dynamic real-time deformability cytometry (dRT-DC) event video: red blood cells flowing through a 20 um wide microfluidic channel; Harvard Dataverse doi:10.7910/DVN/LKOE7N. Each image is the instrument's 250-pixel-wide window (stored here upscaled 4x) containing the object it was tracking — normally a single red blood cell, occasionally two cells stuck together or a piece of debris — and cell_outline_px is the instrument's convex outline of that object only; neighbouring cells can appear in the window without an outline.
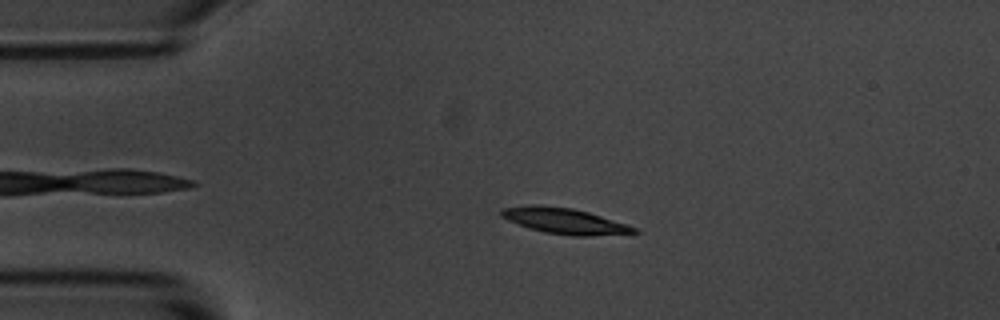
{"species": "common noctule bat (a hibernating species)", "species_latin": "Nyctalus noctula", "temperature_condition": "room temperature", "stored_images_in_passage": 6, "camera_frame_rate_fps": 3000, "um_per_image_px": 0.085, "animal": {"sex": "male", "body_mass_g": 20.1, "forearm_length_mm": 53.5}, "frame": {"image": 1, "passage_image": 4, "time_ms": 1.0, "image_size_px": [1000, 320], "cell_outline_px": [[640, 232], [588, 236], [572, 236], [544, 232], [528, 228], [508, 220], [500, 216], [500, 208], [532, 204], [540, 204], [572, 208], [588, 212], [628, 224], [636, 228]], "centroid_in_image_um": [47.94, 18.77], "position_along_channel_um": 37.1, "area_um2": 20.06}}
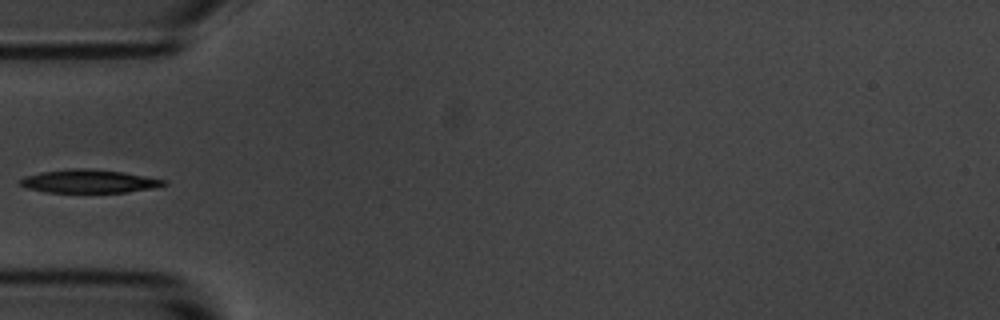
{"frame": {"image": 2, "passage_image": 6, "time_ms": 1.667, "image_size_px": [1000, 320], "cell_outline_px": [[168, 184], [160, 188], [128, 192], [48, 192], [28, 188], [20, 184], [20, 180], [24, 176], [40, 172], [72, 168], [80, 168], [124, 172], [168, 180]], "centroid_in_image_um": [7.66, 15.41], "position_along_channel_um": 77.3, "area_um2": 19.59}}